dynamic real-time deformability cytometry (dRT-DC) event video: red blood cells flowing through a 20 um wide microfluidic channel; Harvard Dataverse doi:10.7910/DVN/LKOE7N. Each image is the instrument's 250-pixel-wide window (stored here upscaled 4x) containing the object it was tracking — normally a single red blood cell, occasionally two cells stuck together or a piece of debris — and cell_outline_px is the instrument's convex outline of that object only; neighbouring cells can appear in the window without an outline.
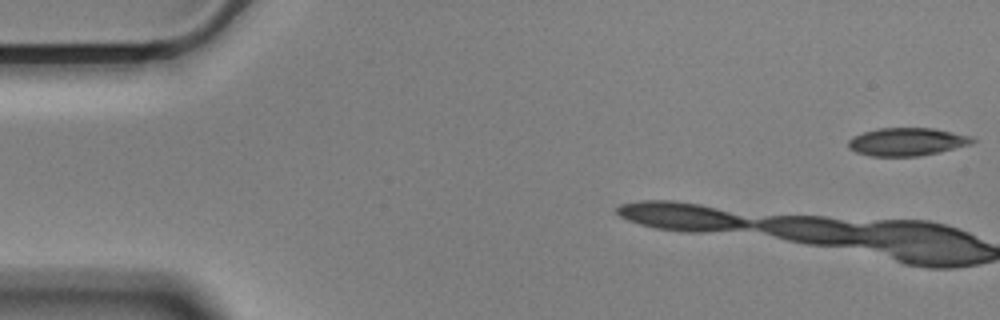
{"species": "Egyptian fruit bat (a non-hibernating species)", "species_latin": "Rousettus aegyptiacus", "temperature_condition": "cold", "stored_images_in_passage": 3, "camera_frame_rate_fps": 3000, "um_per_image_px": 0.085, "animal": {"sex": "male"}, "frame": {"image": 1, "passage_image": 1, "time_ms": 0.0, "image_size_px": [1000, 320], "cell_outline_px": [[976, 140], [972, 144], [940, 152], [916, 156], [872, 156], [856, 152], [848, 148], [848, 140], [852, 136], [876, 128], [932, 128], [972, 136]], "centroid_in_image_um": [77.09, 12.05], "position_along_channel_um": 7.9, "area_um2": 20.29}}